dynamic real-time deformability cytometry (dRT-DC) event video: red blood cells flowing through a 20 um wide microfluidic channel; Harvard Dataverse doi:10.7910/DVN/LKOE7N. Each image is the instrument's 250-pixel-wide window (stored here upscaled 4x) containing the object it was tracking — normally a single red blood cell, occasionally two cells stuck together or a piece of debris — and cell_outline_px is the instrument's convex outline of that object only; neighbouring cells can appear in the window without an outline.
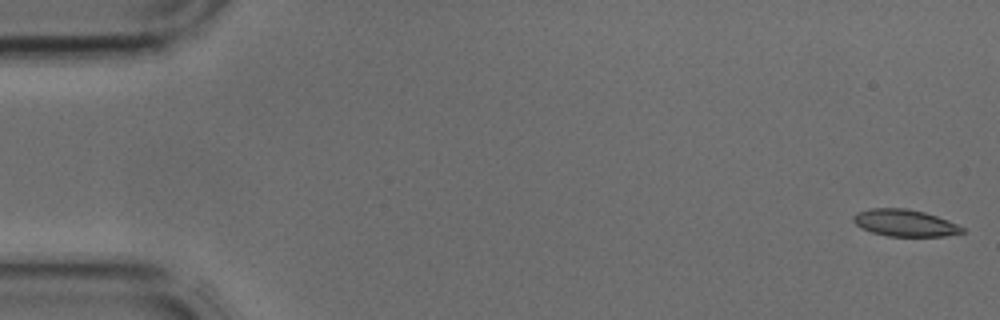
{"species": "common noctule bat (a hibernating species)", "species_latin": "Nyctalus noctula", "temperature_condition": "cold", "stored_images_in_passage": 9, "camera_frame_rate_fps": 3000, "um_per_image_px": 0.085, "animal": {"sex": "male", "body_mass_g": 17.9, "forearm_length_mm": 54.2}, "frame": {"image": 1, "passage_image": 1, "time_ms": 0.0, "image_size_px": [1000, 320], "cell_outline_px": [[964, 232], [944, 236], [888, 236], [872, 232], [856, 224], [852, 220], [852, 216], [856, 212], [868, 208], [908, 208], [924, 212], [948, 220], [964, 228]], "centroid_in_image_um": [76.88, 18.93], "position_along_channel_um": 8.1, "area_um2": 16.99}}